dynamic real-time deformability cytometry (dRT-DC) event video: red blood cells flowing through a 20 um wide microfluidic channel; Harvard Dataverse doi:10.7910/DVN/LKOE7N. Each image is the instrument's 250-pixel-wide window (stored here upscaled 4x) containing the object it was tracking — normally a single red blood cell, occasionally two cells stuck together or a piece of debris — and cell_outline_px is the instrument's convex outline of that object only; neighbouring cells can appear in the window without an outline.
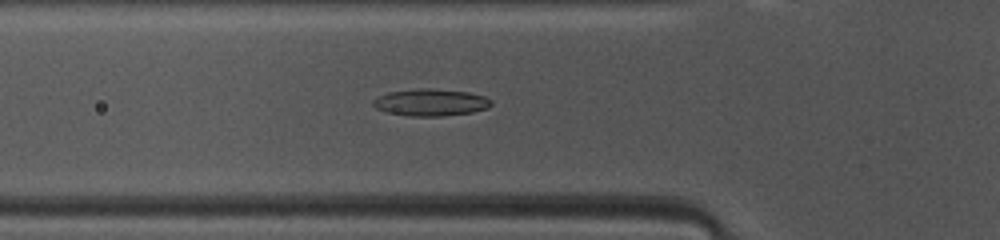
{"species": "common noctule bat (a hibernating species)", "species_latin": "Nyctalus noctula", "temperature_condition": "warm", "stored_images_in_passage": 34, "camera_frame_rate_fps": 3000, "um_per_image_px": 0.085, "animal": {"sex": "female", "body_mass_g": 10.0, "forearm_length_mm": 53.1}, "frame": {"image": 1, "passage_image": 2, "time_ms": 0.333, "image_size_px": [1000, 240], "cell_outline_px": [[492, 104], [488, 108], [472, 112], [440, 116], [408, 116], [388, 112], [376, 108], [372, 104], [372, 100], [388, 92], [420, 88], [432, 88], [468, 92], [484, 96], [492, 100]], "centroid_in_image_um": [36.62, 8.7], "position_along_channel_um": 89.2, "area_um2": 18.55}}
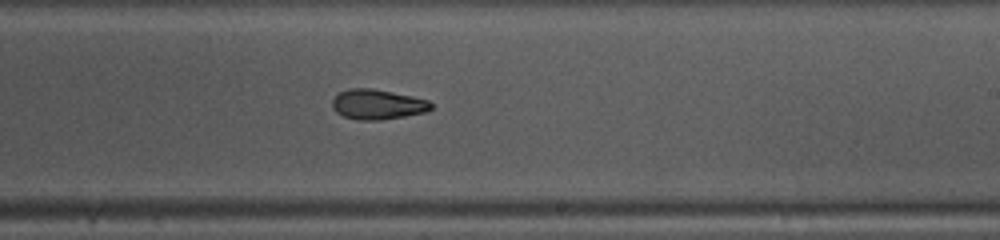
{"frame": {"image": 2, "passage_image": 14, "time_ms": 4.333, "image_size_px": [1000, 240], "cell_outline_px": [[432, 108], [424, 112], [404, 116], [380, 120], [360, 120], [344, 116], [336, 112], [332, 108], [332, 100], [340, 92], [348, 88], [372, 88], [412, 96], [428, 100], [432, 104]], "centroid_in_image_um": [32.07, 8.87], "position_along_channel_um": 256.9, "area_um2": 17.17}}
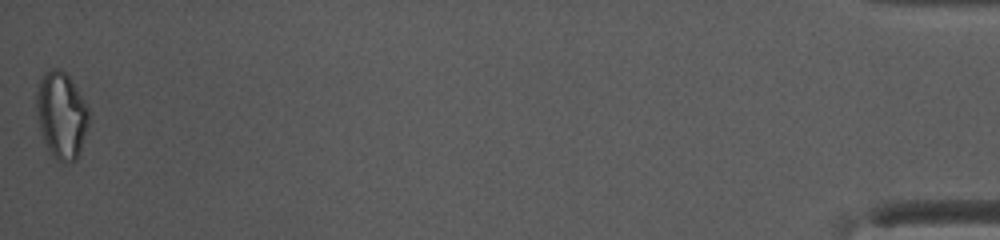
{"frame": {"image": 3, "passage_image": 34, "time_ms": 11.0, "image_size_px": [1000, 240], "cell_outline_px": [[88, 124], [80, 152], [76, 160], [60, 160], [48, 148], [44, 140], [36, 116], [36, 92], [40, 80], [44, 72], [56, 68], [60, 68], [68, 76], [88, 108]], "centroid_in_image_um": [5.2, 9.75], "position_along_channel_um": 430.0, "area_um2": 25.72}}